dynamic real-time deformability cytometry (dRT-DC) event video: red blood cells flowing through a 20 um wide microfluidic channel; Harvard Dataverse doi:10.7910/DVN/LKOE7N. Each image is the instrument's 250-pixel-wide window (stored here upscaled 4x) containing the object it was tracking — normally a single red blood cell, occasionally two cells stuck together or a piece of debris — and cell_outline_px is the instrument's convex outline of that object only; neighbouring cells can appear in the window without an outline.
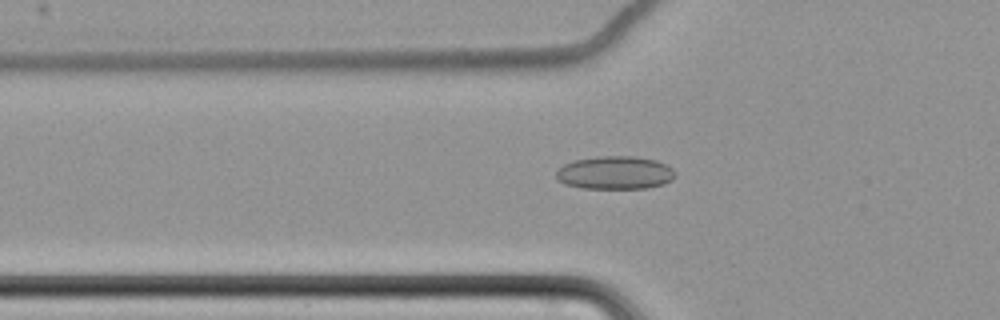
{"species": "common noctule bat (a hibernating species)", "species_latin": "Nyctalus noctula", "temperature_condition": "cold", "stored_images_in_passage": 46, "camera_frame_rate_fps": 3000, "um_per_image_px": 0.085, "animal": {"sex": "female", "body_mass_g": 22.7, "forearm_length_mm": 54.2}, "frame": {"image": 1, "passage_image": 9, "time_ms": 2.667, "image_size_px": [1000, 320], "cell_outline_px": [[676, 176], [672, 180], [664, 184], [648, 188], [584, 188], [564, 184], [556, 180], [556, 172], [564, 164], [576, 160], [600, 156], [636, 156], [656, 160], [668, 164], [676, 172]], "centroid_in_image_um": [52.32, 14.68], "position_along_channel_um": 73.5, "area_um2": 23.18}}
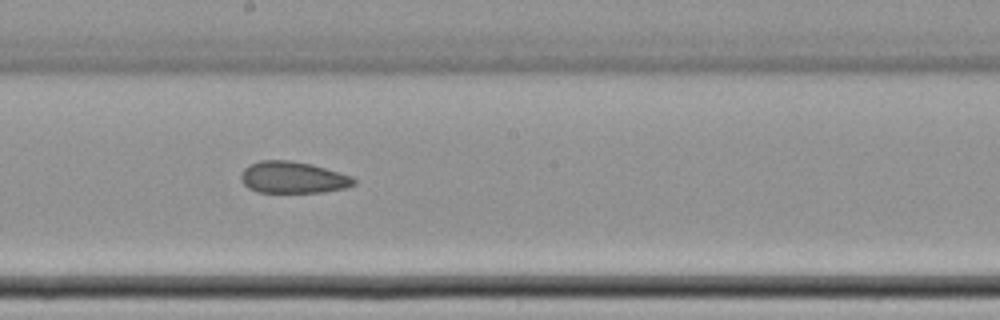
{"frame": {"image": 2, "passage_image": 22, "time_ms": 7.0, "image_size_px": [1000, 320], "cell_outline_px": [[356, 184], [344, 188], [320, 192], [256, 192], [248, 188], [240, 180], [240, 172], [248, 164], [260, 160], [288, 160], [312, 164], [352, 176], [356, 180]], "centroid_in_image_um": [24.85, 15.07], "position_along_channel_um": 223.3, "area_um2": 20.98}}
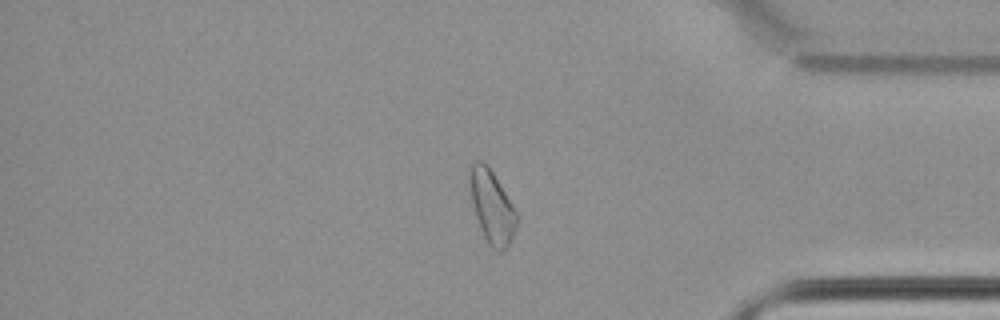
{"frame": {"image": 3, "passage_image": 37, "time_ms": 12.0, "image_size_px": [1000, 320], "cell_outline_px": [[520, 216], [516, 228], [508, 248], [500, 252], [492, 248], [488, 244], [484, 236], [476, 216], [472, 200], [468, 176], [468, 164], [476, 160], [480, 160], [488, 164]], "centroid_in_image_um": [41.82, 17.54], "position_along_channel_um": 393.4, "area_um2": 20.35}, "authors_computed_cell_mechanics": {"area_um2": 21.2993, "velocity_mm_per_s": 3.4918, "shape_relaxation_time_tau1_ms": null, "shape_relaxation_time_tau2_ms": 2.7457, "deformation_change_tau1": null, "deformation_change_tau2": 0.083}}